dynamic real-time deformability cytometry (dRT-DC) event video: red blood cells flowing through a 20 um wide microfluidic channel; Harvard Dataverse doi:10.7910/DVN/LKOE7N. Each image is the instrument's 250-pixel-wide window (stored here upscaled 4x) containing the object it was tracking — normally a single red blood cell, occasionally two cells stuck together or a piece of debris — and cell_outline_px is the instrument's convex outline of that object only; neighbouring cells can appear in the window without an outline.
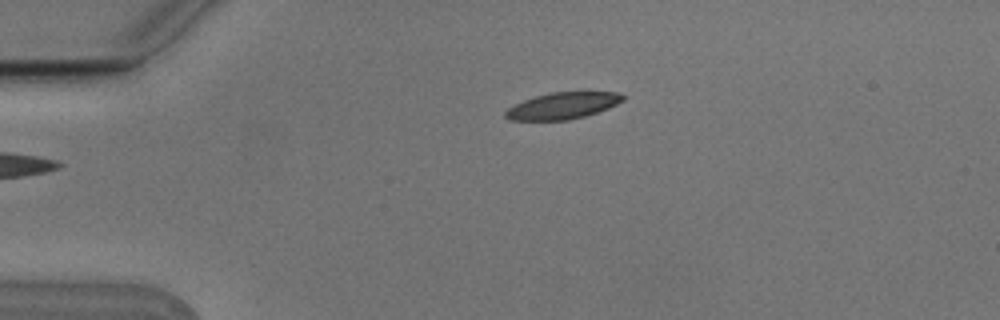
{"species": "Egyptian fruit bat (a non-hibernating species)", "species_latin": "Rousettus aegyptiacus", "temperature_condition": "cold", "stored_images_in_passage": 5, "camera_frame_rate_fps": 3000, "um_per_image_px": 0.085, "animal": {"sex": "male"}, "frame": {"image": 1, "passage_image": 5, "time_ms": 1.333, "image_size_px": [1000, 320], "cell_outline_px": [[624, 100], [608, 108], [584, 116], [568, 120], [508, 120], [504, 116], [504, 112], [508, 108], [524, 100], [536, 96], [552, 92], [620, 92], [624, 96]], "centroid_in_image_um": [47.81, 8.99], "position_along_channel_um": 37.2, "area_um2": 18.03}}